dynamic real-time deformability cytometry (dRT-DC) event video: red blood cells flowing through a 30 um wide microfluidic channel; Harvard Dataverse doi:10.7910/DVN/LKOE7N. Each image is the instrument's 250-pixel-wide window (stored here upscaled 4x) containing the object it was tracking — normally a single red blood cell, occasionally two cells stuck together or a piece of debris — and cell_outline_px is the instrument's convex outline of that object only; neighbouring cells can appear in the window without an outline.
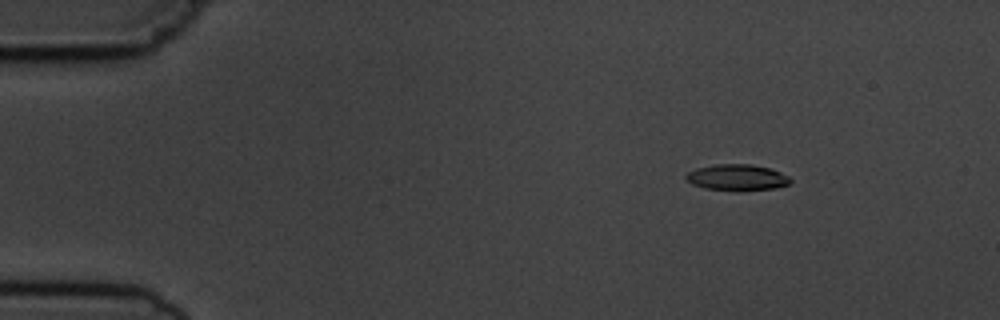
{"species": "common noctule bat (a hibernating species)", "species_latin": "Nyctalus noctula", "temperature_condition": "cold", "stored_images_in_passage": 9, "camera_frame_rate_fps": 3000, "um_per_image_px": 0.085, "animal": {"sex": "male", "body_mass_g": 19.5, "forearm_length_mm": 54.6}, "frame": {"image": 1, "passage_image": 2, "time_ms": 1.333, "image_size_px": [1000, 320], "cell_outline_px": [[792, 180], [788, 184], [776, 188], [736, 192], [704, 188], [692, 184], [684, 176], [688, 172], [696, 168], [716, 164], [752, 164], [772, 168], [788, 176]], "centroid_in_image_um": [62.66, 15.09], "position_along_channel_um": 22.3, "area_um2": 16.24}}
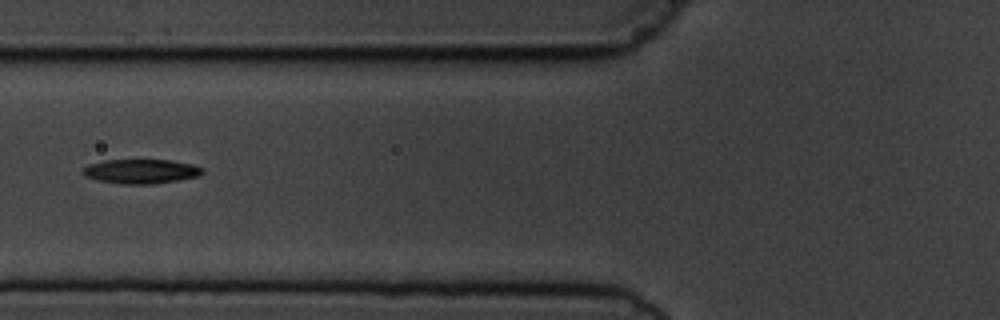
{"frame": {"image": 2, "passage_image": 6, "time_ms": 6.0, "image_size_px": [1000, 320], "cell_outline_px": [[204, 172], [200, 176], [152, 184], [120, 184], [96, 180], [84, 176], [80, 172], [80, 168], [88, 164], [104, 160], [172, 160], [192, 164], [204, 168]], "centroid_in_image_um": [11.93, 14.56], "position_along_channel_um": 113.9, "area_um2": 17.28}}
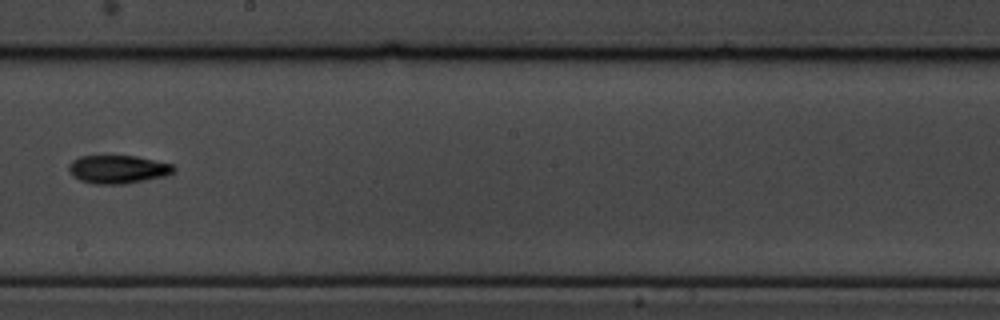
{"frame": {"image": 3, "passage_image": 9, "time_ms": 9.333, "image_size_px": [1000, 320], "cell_outline_px": [[176, 168], [168, 176], [124, 184], [92, 184], [80, 180], [68, 168], [68, 164], [72, 160], [80, 156], [136, 156], [172, 164]], "centroid_in_image_um": [10.05, 14.39], "position_along_channel_um": 238.2, "area_um2": 17.22}}